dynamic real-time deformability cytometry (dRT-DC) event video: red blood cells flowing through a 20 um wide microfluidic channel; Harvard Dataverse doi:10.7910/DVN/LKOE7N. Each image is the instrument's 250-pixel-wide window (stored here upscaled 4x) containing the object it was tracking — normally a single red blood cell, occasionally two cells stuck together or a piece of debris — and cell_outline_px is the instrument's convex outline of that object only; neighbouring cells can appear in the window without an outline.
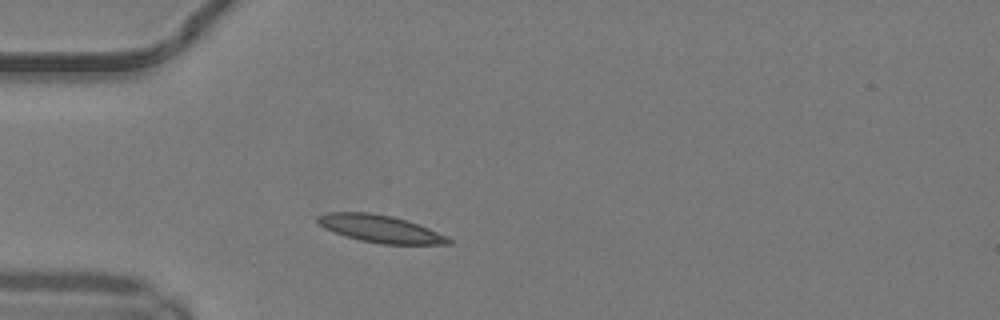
{"species": "common noctule bat (a hibernating species)", "species_latin": "Nyctalus noctula", "temperature_condition": "warm", "stored_images_in_passage": 5, "camera_frame_rate_fps": 3000, "um_per_image_px": 0.085, "animal": {"sex": "male", "body_mass_g": 19.2, "forearm_length_mm": 51.8}, "frame": {"image": 1, "passage_image": 1, "time_ms": 0.0, "image_size_px": [1000, 320], "cell_outline_px": [[452, 244], [380, 244], [360, 240], [344, 236], [324, 228], [316, 220], [316, 216], [324, 212], [368, 212], [392, 216], [408, 220], [448, 236], [452, 240]], "centroid_in_image_um": [32.31, 19.44], "position_along_channel_um": 52.7, "area_um2": 21.04}}
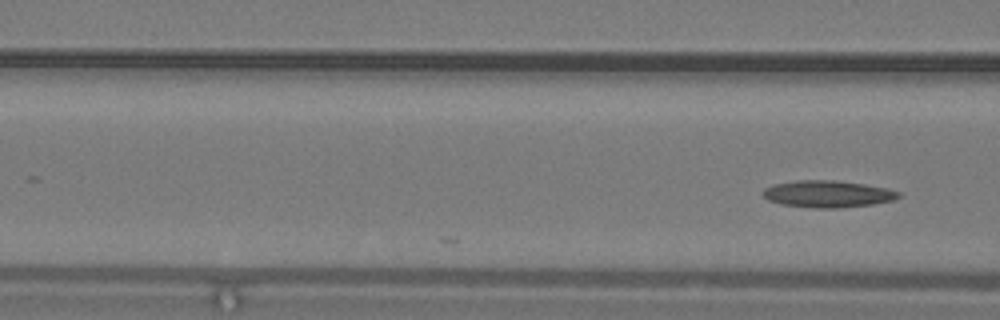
{"frame": {"image": 2, "passage_image": 5, "time_ms": 1.333, "image_size_px": [1000, 320], "cell_outline_px": [[900, 196], [892, 200], [872, 204], [836, 208], [812, 208], [784, 204], [768, 200], [760, 192], [764, 188], [772, 184], [796, 180], [836, 180], [864, 184], [884, 188], [900, 192]], "centroid_in_image_um": [70.29, 16.48], "position_along_channel_um": 96.3, "area_um2": 21.15}}